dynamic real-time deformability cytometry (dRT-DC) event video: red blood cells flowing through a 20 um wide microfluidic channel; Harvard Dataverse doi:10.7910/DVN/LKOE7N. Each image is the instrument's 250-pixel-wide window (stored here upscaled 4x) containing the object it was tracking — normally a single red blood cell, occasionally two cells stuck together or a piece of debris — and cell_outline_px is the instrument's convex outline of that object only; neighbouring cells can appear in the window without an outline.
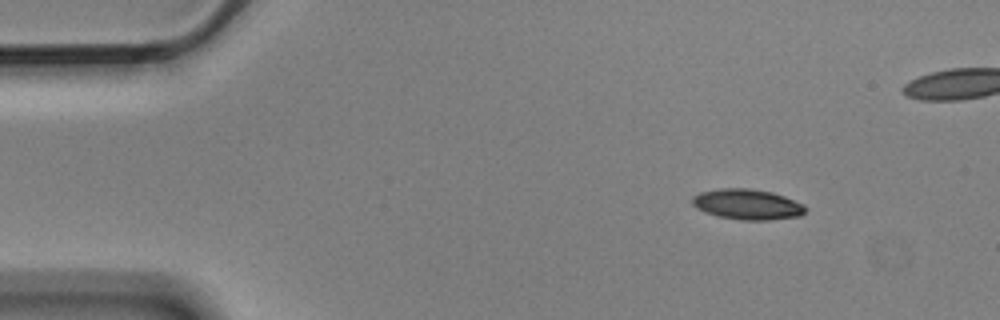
{"species": "Egyptian fruit bat (a non-hibernating species)", "species_latin": "Rousettus aegyptiacus", "temperature_condition": "cold", "stored_images_in_passage": 9, "camera_frame_rate_fps": 3000, "um_per_image_px": 0.085, "animal": {"sex": "male"}, "frame": {"image": 1, "passage_image": 1, "time_ms": 0.0, "image_size_px": [1000, 320], "cell_outline_px": [[808, 208], [800, 216], [768, 220], [740, 220], [720, 216], [704, 212], [696, 208], [692, 204], [692, 196], [700, 192], [720, 188], [752, 188], [772, 192], [784, 196], [804, 204]], "centroid_in_image_um": [63.53, 17.36], "position_along_channel_um": 21.5, "area_um2": 20.23}}
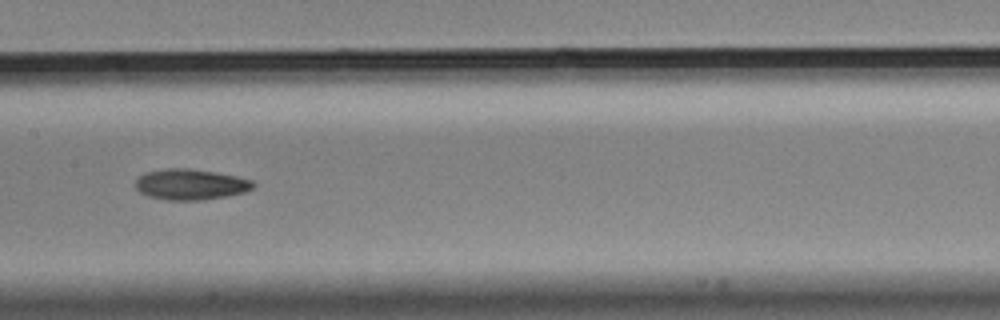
{"frame": {"image": 2, "passage_image": 7, "time_ms": 2.0, "image_size_px": [1000, 320], "cell_outline_px": [[256, 184], [252, 188], [244, 192], [228, 196], [204, 200], [168, 200], [148, 196], [140, 192], [136, 188], [136, 180], [140, 176], [148, 172], [168, 168], [188, 168], [216, 172], [236, 176], [252, 180]], "centroid_in_image_um": [16.23, 15.68], "position_along_channel_um": 191.2, "area_um2": 21.04}}
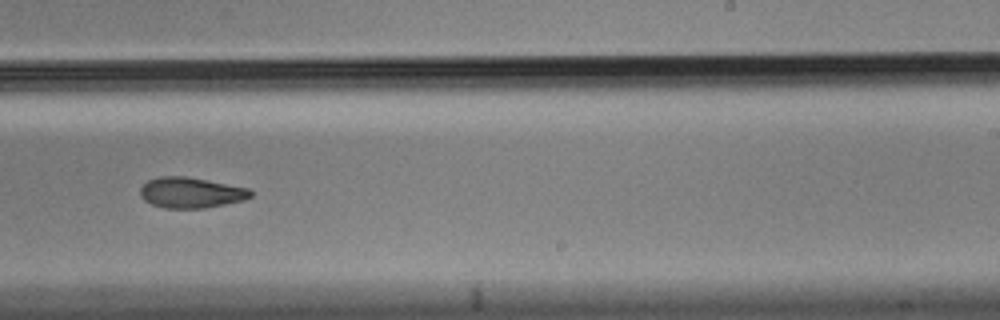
{"frame": {"image": 3, "passage_image": 9, "time_ms": 2.667, "image_size_px": [1000, 320], "cell_outline_px": [[252, 196], [244, 200], [204, 208], [164, 208], [152, 204], [144, 200], [140, 196], [140, 188], [148, 180], [160, 176], [184, 176], [248, 188], [252, 192]], "centroid_in_image_um": [16.2, 16.38], "position_along_channel_um": 272.8, "area_um2": 19.54}}